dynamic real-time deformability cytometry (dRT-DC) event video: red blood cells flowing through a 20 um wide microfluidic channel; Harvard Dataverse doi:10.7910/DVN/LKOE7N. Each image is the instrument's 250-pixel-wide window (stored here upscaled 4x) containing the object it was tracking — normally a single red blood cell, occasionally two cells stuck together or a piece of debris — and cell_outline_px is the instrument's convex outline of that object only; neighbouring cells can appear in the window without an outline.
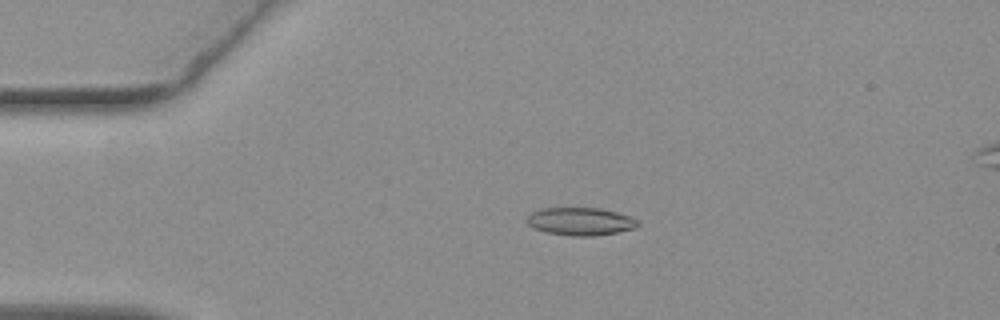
{"species": "common noctule bat (a hibernating species)", "species_latin": "Nyctalus noctula", "temperature_condition": "warm", "stored_images_in_passage": 55, "camera_frame_rate_fps": 3000, "um_per_image_px": 0.085, "animal": {"sex": "female", "body_mass_g": 19.3, "forearm_length_mm": 54.1}, "frame": {"image": 1, "passage_image": 12, "time_ms": 3.667, "image_size_px": [1000, 320], "cell_outline_px": [[640, 224], [636, 228], [616, 232], [592, 236], [572, 236], [548, 232], [536, 228], [528, 224], [528, 216], [532, 212], [540, 208], [600, 208], [616, 212], [628, 216], [636, 220]], "centroid_in_image_um": [49.35, 18.81], "position_along_channel_um": 35.6, "area_um2": 17.69}}
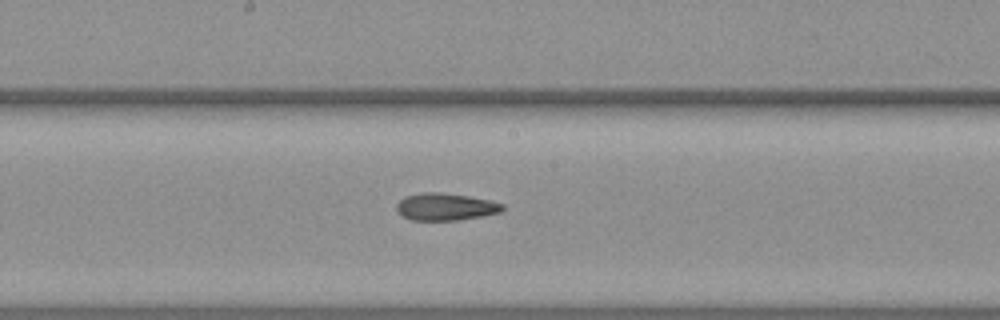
{"frame": {"image": 2, "passage_image": 29, "time_ms": 9.333, "image_size_px": [1000, 320], "cell_outline_px": [[504, 208], [500, 212], [460, 220], [412, 220], [404, 216], [396, 208], [396, 204], [404, 196], [420, 192], [440, 192], [468, 196], [488, 200], [504, 204]], "centroid_in_image_um": [37.85, 17.56], "position_along_channel_um": 210.4, "area_um2": 16.7}}
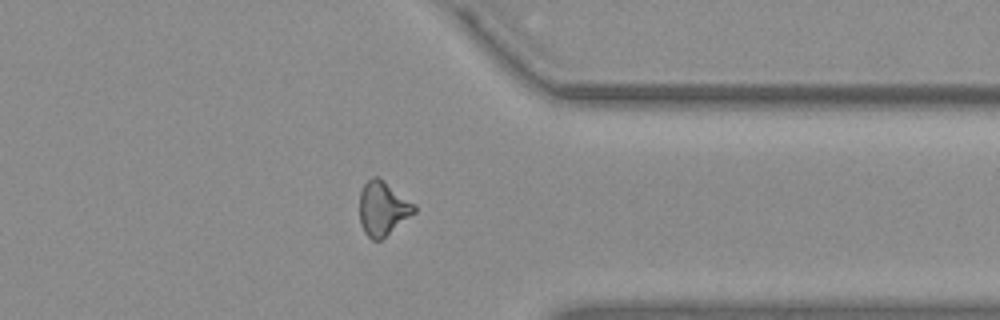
{"frame": {"image": 3, "passage_image": 43, "time_ms": 14.0, "image_size_px": [1000, 320], "cell_outline_px": [[416, 212], [380, 240], [372, 240], [364, 232], [360, 224], [360, 192], [364, 184], [372, 176], [376, 176], [416, 204]], "centroid_in_image_um": [32.53, 17.73], "position_along_channel_um": 378.9, "area_um2": 17.05}, "authors_computed_cell_mechanics": {"area_um2": 17.1666, "velocity_mm_per_s": 3.7743, "shape_relaxation_time_tau1_ms": null, "shape_relaxation_time_tau2_ms": 2.7784, "deformation_change_tau1": null, "deformation_change_tau2": 0.0959}}